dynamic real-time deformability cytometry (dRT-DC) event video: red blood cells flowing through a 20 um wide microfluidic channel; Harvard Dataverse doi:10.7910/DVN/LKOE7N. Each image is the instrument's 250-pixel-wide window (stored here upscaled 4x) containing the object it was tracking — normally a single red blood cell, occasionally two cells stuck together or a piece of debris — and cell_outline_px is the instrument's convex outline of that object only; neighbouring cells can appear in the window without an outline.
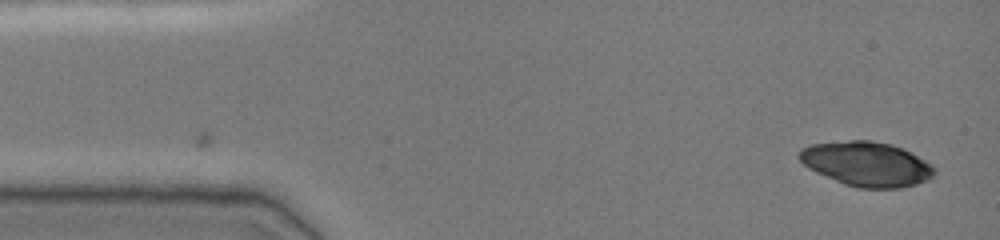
{"species": "common noctule bat (a hibernating species)", "species_latin": "Nyctalus noctula", "temperature_condition": "cold", "stored_images_in_passage": 47, "camera_frame_rate_fps": 3000, "um_per_image_px": 0.085, "animal": {"sex": "female", "body_mass_g": 19.0, "forearm_length_mm": 51.5}, "frame": {"image": 1, "passage_image": 1, "time_ms": 0.0, "image_size_px": [1000, 240], "cell_outline_px": [[936, 172], [932, 176], [916, 184], [900, 188], [856, 188], [844, 184], [816, 172], [808, 168], [796, 156], [800, 148], [812, 144], [848, 140], [872, 140], [892, 144], [932, 164], [936, 168]], "centroid_in_image_um": [73.62, 13.93], "position_along_channel_um": 11.4, "area_um2": 35.03}}